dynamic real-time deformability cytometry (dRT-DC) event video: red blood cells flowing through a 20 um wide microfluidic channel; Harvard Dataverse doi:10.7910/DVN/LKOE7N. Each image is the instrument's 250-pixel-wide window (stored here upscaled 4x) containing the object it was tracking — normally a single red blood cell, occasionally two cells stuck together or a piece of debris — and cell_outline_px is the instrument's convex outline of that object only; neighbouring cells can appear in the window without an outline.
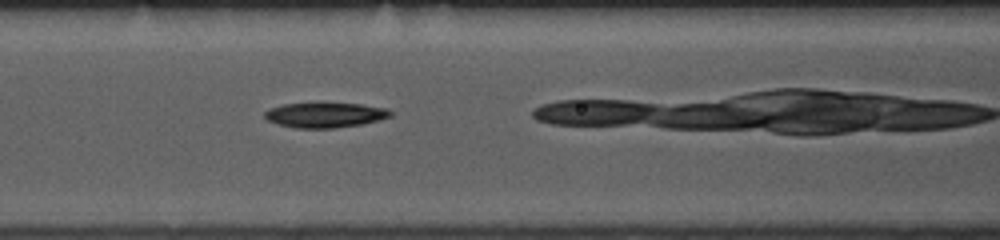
{"species": "common noctule bat (a hibernating species)", "species_latin": "Nyctalus noctula", "temperature_condition": "room temperature", "stored_images_in_passage": 34, "camera_frame_rate_fps": 3000, "um_per_image_px": 0.085, "animal": {"sex": "female", "body_mass_g": 10.0, "forearm_length_mm": 53.1}, "frame": {"image": 1, "passage_image": 15, "time_ms": 4.667, "image_size_px": [1000, 240], "cell_outline_px": [[392, 116], [364, 124], [332, 128], [296, 128], [280, 124], [268, 120], [264, 116], [264, 112], [272, 108], [284, 104], [360, 104], [388, 108], [392, 112]], "centroid_in_image_um": [27.68, 9.79], "position_along_channel_um": 138.9, "area_um2": 17.98}}
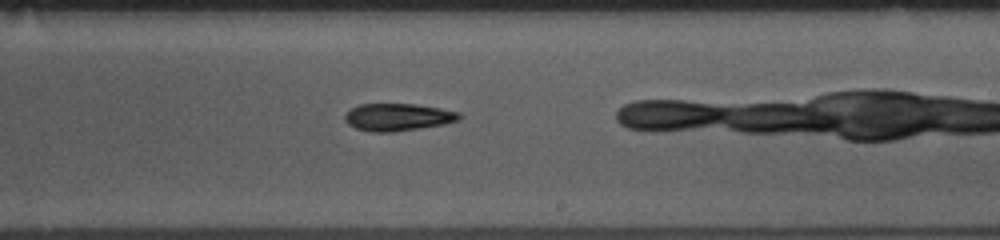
{"frame": {"image": 2, "passage_image": 24, "time_ms": 7.667, "image_size_px": [1000, 240], "cell_outline_px": [[464, 116], [460, 120], [444, 124], [420, 128], [392, 132], [368, 132], [356, 128], [348, 124], [344, 120], [344, 116], [352, 108], [360, 104], [416, 104], [440, 108], [460, 112]], "centroid_in_image_um": [33.85, 9.96], "position_along_channel_um": 255.1, "area_um2": 18.38}}
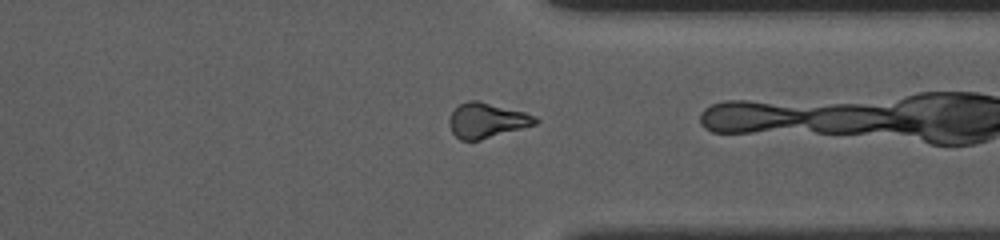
{"frame": {"image": 3, "passage_image": 33, "time_ms": 10.667, "image_size_px": [1000, 240], "cell_outline_px": [[540, 120], [536, 124], [480, 140], [460, 140], [452, 132], [448, 124], [448, 120], [452, 112], [460, 104], [468, 100], [480, 100], [524, 112], [536, 116]], "centroid_in_image_um": [41.37, 10.22], "position_along_channel_um": 370.0, "area_um2": 17.57}}